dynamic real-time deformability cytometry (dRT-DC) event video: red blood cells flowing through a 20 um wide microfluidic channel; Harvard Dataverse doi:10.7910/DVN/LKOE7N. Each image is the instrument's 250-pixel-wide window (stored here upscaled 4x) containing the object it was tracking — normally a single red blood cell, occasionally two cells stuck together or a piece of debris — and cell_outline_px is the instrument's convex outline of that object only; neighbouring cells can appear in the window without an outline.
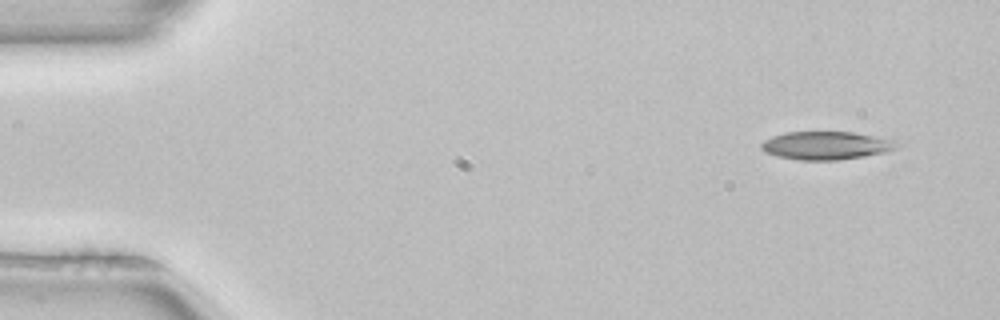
{"species": "common noctule bat (a hibernating species)", "species_latin": "Nyctalus noctula", "temperature_condition": "room temperature", "stored_images_in_passage": 3, "camera_frame_rate_fps": 3000, "um_per_image_px": 0.085, "animal": {"sex": "female", "body_mass_g": 22.7, "forearm_length_mm": 54.2}, "frame": {"image": 1, "passage_image": 1, "time_ms": 0.0, "image_size_px": [1000, 320], "cell_outline_px": [[900, 148], [888, 152], [864, 156], [836, 160], [800, 160], [776, 156], [764, 152], [760, 148], [760, 144], [764, 140], [772, 136], [788, 132], [852, 132], [892, 140], [900, 144]], "centroid_in_image_um": [70.21, 12.37], "position_along_channel_um": 14.8, "area_um2": 22.25}}
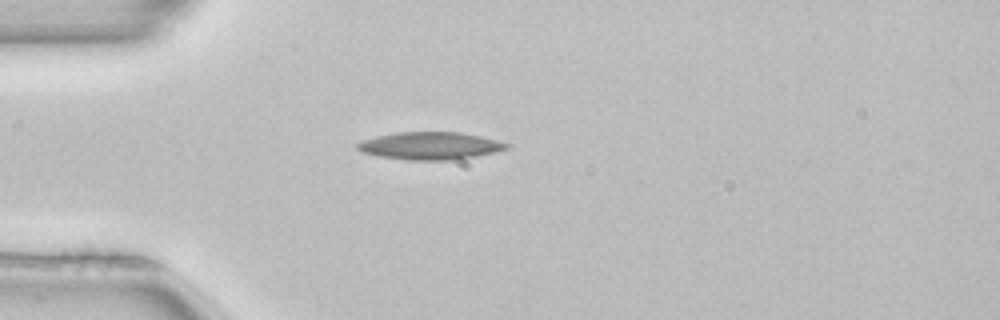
{"frame": {"image": 2, "passage_image": 3, "time_ms": 0.667, "image_size_px": [1000, 320], "cell_outline_px": [[512, 148], [476, 156], [448, 160], [408, 160], [380, 156], [360, 152], [356, 148], [356, 144], [360, 140], [376, 136], [396, 132], [460, 132], [480, 136], [512, 144]], "centroid_in_image_um": [36.55, 12.39], "position_along_channel_um": 48.4, "area_um2": 24.1}}